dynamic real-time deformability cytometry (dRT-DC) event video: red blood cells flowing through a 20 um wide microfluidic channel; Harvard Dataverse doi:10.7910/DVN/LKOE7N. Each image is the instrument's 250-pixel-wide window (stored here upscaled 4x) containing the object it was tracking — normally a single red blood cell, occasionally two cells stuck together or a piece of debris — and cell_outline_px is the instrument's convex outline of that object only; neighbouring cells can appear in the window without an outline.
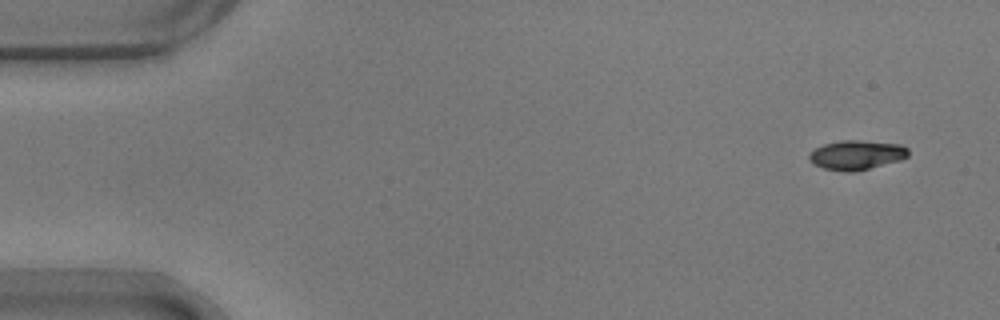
{"species": "common noctule bat (a hibernating species)", "species_latin": "Nyctalus noctula", "temperature_condition": "warm", "stored_images_in_passage": 11, "camera_frame_rate_fps": 3000, "um_per_image_px": 0.085, "animal": {"sex": "male", "body_mass_g": 17.9}, "frame": {"image": 1, "passage_image": 1, "time_ms": 0.0, "image_size_px": [1000, 320], "cell_outline_px": [[908, 156], [900, 160], [856, 172], [844, 172], [824, 168], [812, 164], [808, 160], [808, 152], [824, 144], [840, 140], [860, 140], [900, 144], [908, 148]], "centroid_in_image_um": [72.77, 13.18], "position_along_channel_um": 12.2, "area_um2": 17.22}}